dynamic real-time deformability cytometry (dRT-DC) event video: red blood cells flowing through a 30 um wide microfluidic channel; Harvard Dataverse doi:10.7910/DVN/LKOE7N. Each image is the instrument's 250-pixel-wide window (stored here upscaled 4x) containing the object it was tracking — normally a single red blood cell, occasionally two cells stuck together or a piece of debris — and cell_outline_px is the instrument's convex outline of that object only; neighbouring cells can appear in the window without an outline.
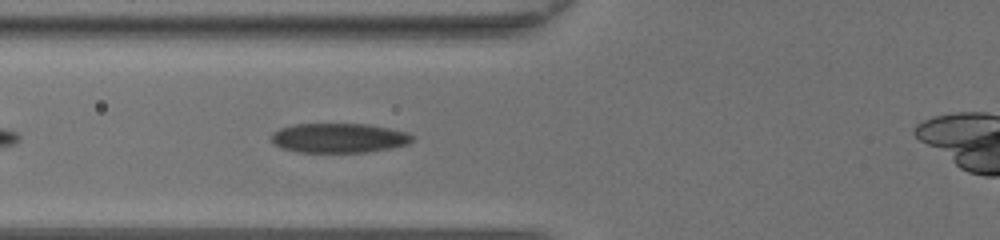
{"species": "common noctule bat (a hibernating species)", "species_latin": "Nyctalus noctula", "temperature_condition": "room temperature", "stored_images_in_passage": 8, "camera_frame_rate_fps": 3000, "um_per_image_px": 0.085, "animal": {"sex": "female", "body_mass_g": 20.0, "forearm_length_mm": 54.0}, "frame": {"image": 1, "passage_image": 5, "time_ms": 1.333, "image_size_px": [1000, 240], "cell_outline_px": [[416, 136], [408, 144], [392, 148], [368, 152], [300, 152], [284, 148], [276, 144], [272, 140], [272, 132], [280, 128], [296, 124], [368, 124], [408, 132]], "centroid_in_image_um": [28.87, 11.72], "position_along_channel_um": 96.9, "area_um2": 24.22}}